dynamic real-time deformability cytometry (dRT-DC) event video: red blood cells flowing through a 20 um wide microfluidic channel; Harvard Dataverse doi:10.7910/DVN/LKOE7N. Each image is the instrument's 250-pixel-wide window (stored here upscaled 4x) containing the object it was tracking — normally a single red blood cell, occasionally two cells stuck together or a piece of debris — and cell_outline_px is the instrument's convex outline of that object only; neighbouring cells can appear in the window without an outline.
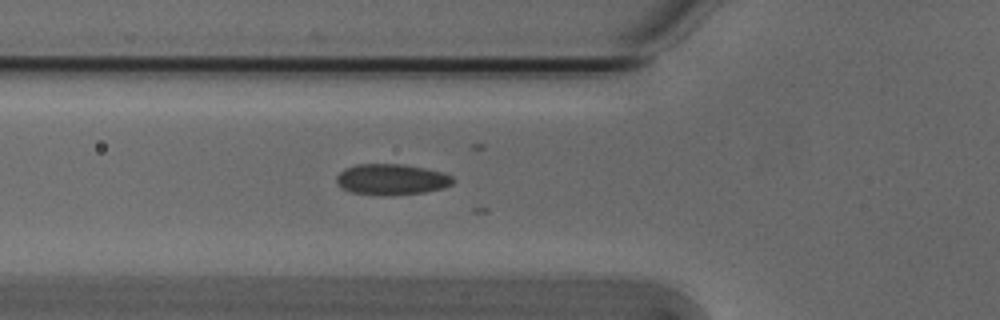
{"species": "Egyptian fruit bat (a non-hibernating species)", "species_latin": "Rousettus aegyptiacus", "temperature_condition": "cold", "stored_images_in_passage": 21, "camera_frame_rate_fps": 3000, "um_per_image_px": 0.085, "animal": {"sex": "male"}, "frame": {"image": 1, "passage_image": 9, "time_ms": 2.667, "image_size_px": [1000, 320], "cell_outline_px": [[456, 180], [452, 184], [444, 188], [424, 192], [392, 196], [384, 196], [352, 192], [336, 184], [336, 176], [344, 168], [356, 164], [404, 164], [424, 168], [440, 172], [452, 176]], "centroid_in_image_um": [33.28, 15.25], "position_along_channel_um": 92.5, "area_um2": 21.15}}
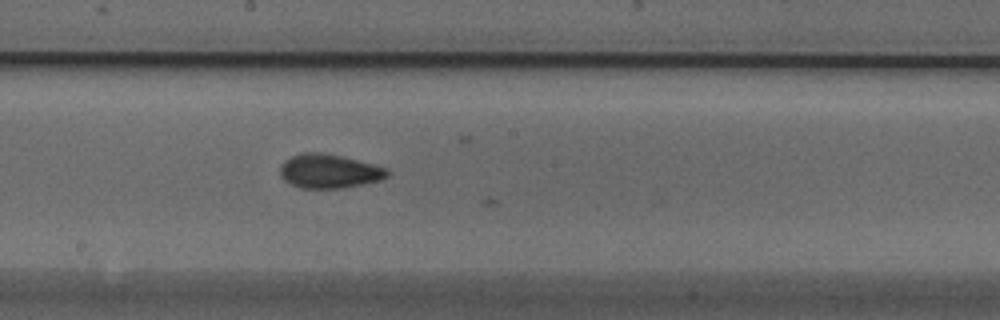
{"frame": {"image": 2, "passage_image": 19, "time_ms": 6.0, "image_size_px": [1000, 320], "cell_outline_px": [[388, 176], [380, 180], [364, 184], [344, 188], [300, 188], [284, 180], [280, 176], [280, 164], [284, 160], [292, 156], [304, 152], [320, 152], [340, 156], [388, 168]], "centroid_in_image_um": [27.95, 14.55], "position_along_channel_um": 220.2, "area_um2": 21.21}}